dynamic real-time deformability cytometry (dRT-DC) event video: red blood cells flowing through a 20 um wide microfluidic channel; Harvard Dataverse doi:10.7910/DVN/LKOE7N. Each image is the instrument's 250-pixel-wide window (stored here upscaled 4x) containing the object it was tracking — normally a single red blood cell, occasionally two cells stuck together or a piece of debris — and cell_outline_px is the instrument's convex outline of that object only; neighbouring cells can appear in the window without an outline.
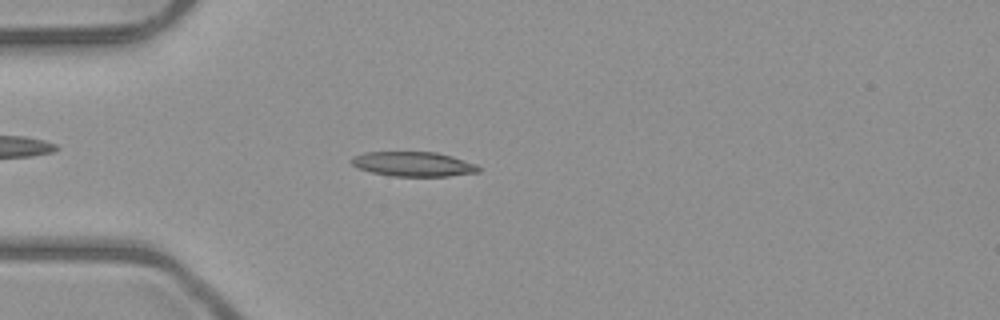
{"species": "common noctule bat (a hibernating species)", "species_latin": "Nyctalus noctula", "temperature_condition": "room temperature", "stored_images_in_passage": 5, "camera_frame_rate_fps": 3000, "um_per_image_px": 0.085, "animal": {"sex": "male", "body_mass_g": 23.1, "forearm_length_mm": 52.7}, "frame": {"image": 1, "passage_image": 5, "time_ms": 5.0, "image_size_px": [1000, 320], "cell_outline_px": [[480, 172], [448, 176], [392, 176], [372, 172], [356, 168], [352, 164], [352, 156], [364, 152], [436, 152], [452, 156], [476, 164], [480, 168]], "centroid_in_image_um": [35.13, 13.94], "position_along_channel_um": 49.9, "area_um2": 18.26}}